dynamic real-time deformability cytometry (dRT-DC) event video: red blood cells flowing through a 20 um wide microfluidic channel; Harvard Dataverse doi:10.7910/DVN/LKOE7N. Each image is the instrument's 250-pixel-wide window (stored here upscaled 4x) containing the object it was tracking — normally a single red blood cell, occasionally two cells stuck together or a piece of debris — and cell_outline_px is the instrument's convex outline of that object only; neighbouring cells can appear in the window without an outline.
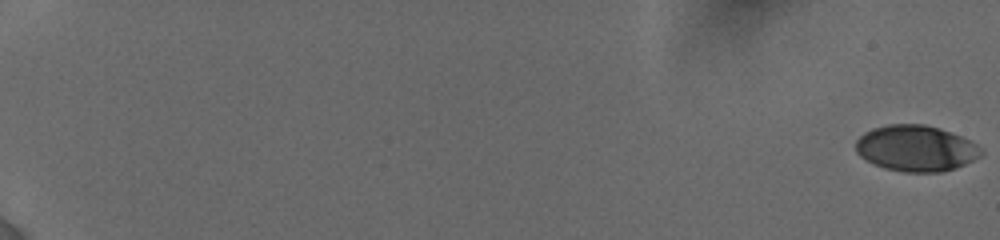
{"species": "human", "species_latin": "Homo sapiens", "temperature_condition": "cold", "stored_images_in_passage": 21, "camera_frame_rate_fps": 3000, "um_per_image_px": 0.085, "donor": {"sex": "female"}, "frame": {"image": 1, "passage_image": 1, "time_ms": 0.0, "image_size_px": [1000, 240], "cell_outline_px": [[984, 152], [980, 156], [956, 168], [940, 172], [904, 172], [884, 168], [860, 156], [856, 152], [856, 140], [864, 132], [872, 128], [888, 124], [924, 124], [940, 128], [960, 136], [976, 144]], "centroid_in_image_um": [77.84, 12.6], "position_along_channel_um": 7.2, "area_um2": 33.47}}
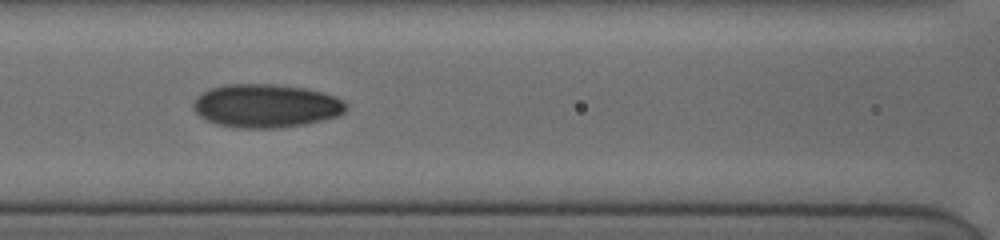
{"frame": {"image": 2, "passage_image": 15, "time_ms": 9.667, "image_size_px": [1000, 240], "cell_outline_px": [[348, 108], [344, 112], [336, 116], [304, 124], [276, 128], [236, 128], [216, 124], [200, 116], [192, 108], [192, 100], [196, 96], [212, 88], [224, 84], [276, 84], [304, 88], [320, 92], [344, 100], [348, 104]], "centroid_in_image_um": [22.57, 8.99], "position_along_channel_um": 144.0, "area_um2": 38.67}}
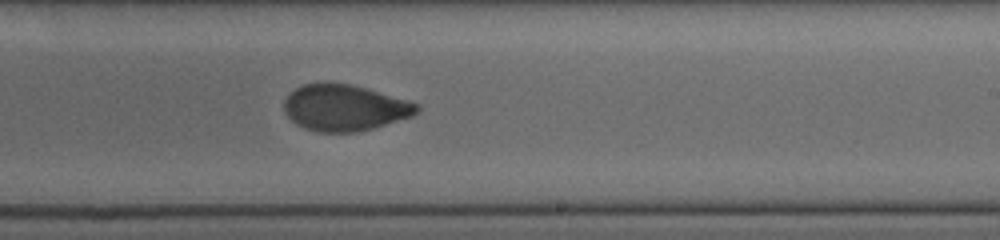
{"frame": {"image": 3, "passage_image": 21, "time_ms": 12.667, "image_size_px": [1000, 240], "cell_outline_px": [[420, 108], [412, 116], [372, 128], [356, 132], [316, 132], [304, 128], [296, 124], [284, 112], [284, 100], [296, 88], [304, 84], [324, 80], [352, 84], [408, 100], [420, 104]], "centroid_in_image_um": [29.27, 9.13], "position_along_channel_um": 259.7, "area_um2": 36.07}}